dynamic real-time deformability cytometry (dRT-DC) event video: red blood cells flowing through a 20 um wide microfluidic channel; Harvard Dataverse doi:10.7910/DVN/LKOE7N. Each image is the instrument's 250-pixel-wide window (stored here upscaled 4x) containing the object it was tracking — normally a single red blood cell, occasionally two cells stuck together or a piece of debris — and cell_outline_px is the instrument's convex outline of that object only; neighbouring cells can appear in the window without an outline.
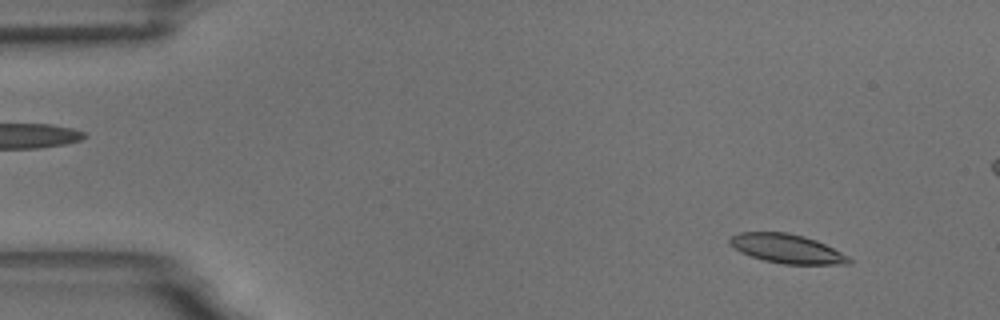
{"species": "common noctule bat (a hibernating species)", "species_latin": "Nyctalus noctula", "temperature_condition": "room temperature", "stored_images_in_passage": 59, "camera_frame_rate_fps": 3000, "um_per_image_px": 0.085, "animal": {"sex": "male", "body_mass_g": 18.8}, "frame": {"image": 1, "passage_image": 5, "time_ms": 1.333, "image_size_px": [1000, 320], "cell_outline_px": [[852, 264], [784, 264], [764, 260], [740, 252], [732, 248], [728, 244], [728, 240], [732, 236], [740, 232], [788, 232], [804, 236], [816, 240], [848, 256], [852, 260]], "centroid_in_image_um": [66.85, 21.13], "position_along_channel_um": 18.1, "area_um2": 20.17}}
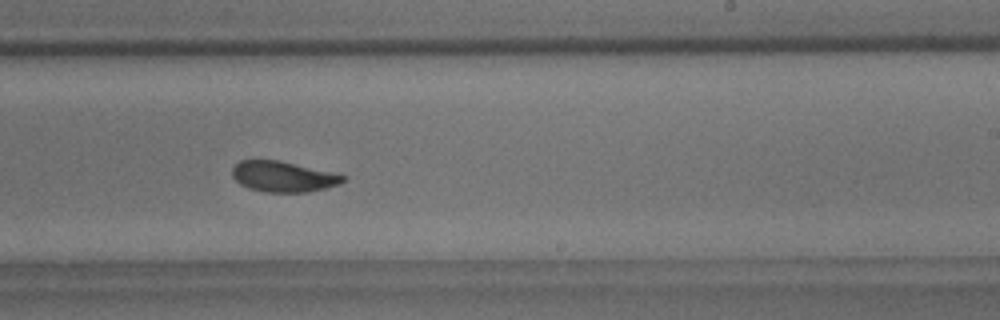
{"frame": {"image": 2, "passage_image": 35, "time_ms": 11.333, "image_size_px": [1000, 320], "cell_outline_px": [[348, 176], [340, 184], [308, 192], [264, 192], [248, 188], [240, 184], [232, 176], [232, 168], [240, 160], [280, 160]], "centroid_in_image_um": [24.06, 15.01], "position_along_channel_um": 264.9, "area_um2": 19.77}}
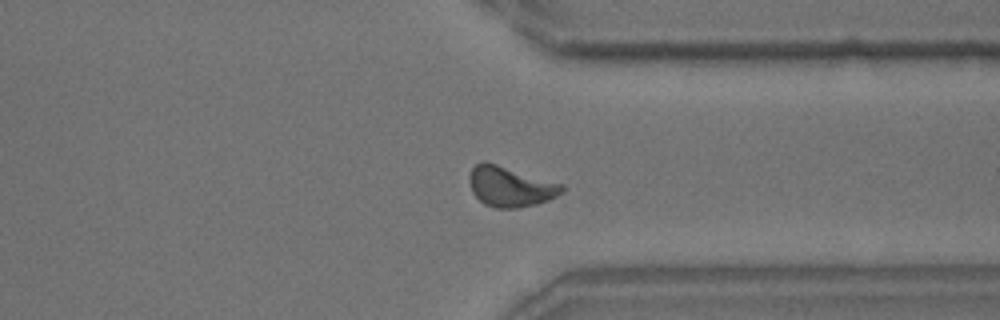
{"frame": {"image": 3, "passage_image": 44, "time_ms": 14.333, "image_size_px": [1000, 320], "cell_outline_px": [[564, 192], [548, 200], [536, 204], [520, 208], [496, 208], [484, 204], [472, 192], [468, 176], [472, 168], [476, 164], [484, 160], [564, 184]], "centroid_in_image_um": [43.38, 15.85], "position_along_channel_um": 368.0, "area_um2": 21.85}, "authors_computed_cell_mechanics": {"area_um2": 20.4612, "velocity_mm_per_s": 3.453, "shape_relaxation_time_tau1_ms": 3.7686, "shape_relaxation_time_tau2_ms": 2.1164, "deformation_change_tau1": 0.1188, "deformation_change_tau2": 0.0717}}